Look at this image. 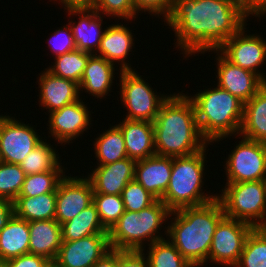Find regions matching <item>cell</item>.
Here are the masks:
<instances>
[{
  "label": "cell",
  "mask_w": 266,
  "mask_h": 267,
  "mask_svg": "<svg viewBox=\"0 0 266 267\" xmlns=\"http://www.w3.org/2000/svg\"><path fill=\"white\" fill-rule=\"evenodd\" d=\"M110 249L108 234H93L78 240L63 241L53 265L93 267Z\"/></svg>",
  "instance_id": "cell-16"
},
{
  "label": "cell",
  "mask_w": 266,
  "mask_h": 267,
  "mask_svg": "<svg viewBox=\"0 0 266 267\" xmlns=\"http://www.w3.org/2000/svg\"><path fill=\"white\" fill-rule=\"evenodd\" d=\"M246 10L253 18L261 20L266 0H232ZM258 17V18H257Z\"/></svg>",
  "instance_id": "cell-43"
},
{
  "label": "cell",
  "mask_w": 266,
  "mask_h": 267,
  "mask_svg": "<svg viewBox=\"0 0 266 267\" xmlns=\"http://www.w3.org/2000/svg\"><path fill=\"white\" fill-rule=\"evenodd\" d=\"M14 214L13 202L0 197V230L7 224Z\"/></svg>",
  "instance_id": "cell-45"
},
{
  "label": "cell",
  "mask_w": 266,
  "mask_h": 267,
  "mask_svg": "<svg viewBox=\"0 0 266 267\" xmlns=\"http://www.w3.org/2000/svg\"><path fill=\"white\" fill-rule=\"evenodd\" d=\"M104 130L101 134H97L98 136L93 138L95 141L92 142L97 166L127 158L124 137L120 128L112 123L107 130Z\"/></svg>",
  "instance_id": "cell-28"
},
{
  "label": "cell",
  "mask_w": 266,
  "mask_h": 267,
  "mask_svg": "<svg viewBox=\"0 0 266 267\" xmlns=\"http://www.w3.org/2000/svg\"><path fill=\"white\" fill-rule=\"evenodd\" d=\"M29 253L55 261L62 240L61 225L55 220L29 222Z\"/></svg>",
  "instance_id": "cell-24"
},
{
  "label": "cell",
  "mask_w": 266,
  "mask_h": 267,
  "mask_svg": "<svg viewBox=\"0 0 266 267\" xmlns=\"http://www.w3.org/2000/svg\"><path fill=\"white\" fill-rule=\"evenodd\" d=\"M254 227L244 221L224 217L216 227L207 262L234 267L243 251L245 240Z\"/></svg>",
  "instance_id": "cell-11"
},
{
  "label": "cell",
  "mask_w": 266,
  "mask_h": 267,
  "mask_svg": "<svg viewBox=\"0 0 266 267\" xmlns=\"http://www.w3.org/2000/svg\"><path fill=\"white\" fill-rule=\"evenodd\" d=\"M213 52L215 57L217 83L221 89L228 91L244 104L249 101L266 82L254 72L241 68L228 61L218 50H209L204 53Z\"/></svg>",
  "instance_id": "cell-14"
},
{
  "label": "cell",
  "mask_w": 266,
  "mask_h": 267,
  "mask_svg": "<svg viewBox=\"0 0 266 267\" xmlns=\"http://www.w3.org/2000/svg\"><path fill=\"white\" fill-rule=\"evenodd\" d=\"M241 139L223 164L226 183L266 180V143Z\"/></svg>",
  "instance_id": "cell-9"
},
{
  "label": "cell",
  "mask_w": 266,
  "mask_h": 267,
  "mask_svg": "<svg viewBox=\"0 0 266 267\" xmlns=\"http://www.w3.org/2000/svg\"><path fill=\"white\" fill-rule=\"evenodd\" d=\"M195 107L202 136L210 143H221L239 134L244 103L215 84L188 96Z\"/></svg>",
  "instance_id": "cell-4"
},
{
  "label": "cell",
  "mask_w": 266,
  "mask_h": 267,
  "mask_svg": "<svg viewBox=\"0 0 266 267\" xmlns=\"http://www.w3.org/2000/svg\"><path fill=\"white\" fill-rule=\"evenodd\" d=\"M82 98L47 114L48 127L46 128H48V137L52 136L50 140L54 139L55 143L66 147V144L70 145L74 140H78L79 136L82 139L83 133L90 130V127L93 126L91 123L93 121L92 110L90 111L88 103L83 102Z\"/></svg>",
  "instance_id": "cell-13"
},
{
  "label": "cell",
  "mask_w": 266,
  "mask_h": 267,
  "mask_svg": "<svg viewBox=\"0 0 266 267\" xmlns=\"http://www.w3.org/2000/svg\"><path fill=\"white\" fill-rule=\"evenodd\" d=\"M222 188L217 198L226 217L266 227V180L225 183Z\"/></svg>",
  "instance_id": "cell-7"
},
{
  "label": "cell",
  "mask_w": 266,
  "mask_h": 267,
  "mask_svg": "<svg viewBox=\"0 0 266 267\" xmlns=\"http://www.w3.org/2000/svg\"><path fill=\"white\" fill-rule=\"evenodd\" d=\"M29 222L15 214L0 230V258L10 260L29 253Z\"/></svg>",
  "instance_id": "cell-26"
},
{
  "label": "cell",
  "mask_w": 266,
  "mask_h": 267,
  "mask_svg": "<svg viewBox=\"0 0 266 267\" xmlns=\"http://www.w3.org/2000/svg\"><path fill=\"white\" fill-rule=\"evenodd\" d=\"M14 214L28 222L53 220L56 214V192L34 197L18 196L13 201Z\"/></svg>",
  "instance_id": "cell-27"
},
{
  "label": "cell",
  "mask_w": 266,
  "mask_h": 267,
  "mask_svg": "<svg viewBox=\"0 0 266 267\" xmlns=\"http://www.w3.org/2000/svg\"><path fill=\"white\" fill-rule=\"evenodd\" d=\"M238 135L266 143V84L244 104Z\"/></svg>",
  "instance_id": "cell-25"
},
{
  "label": "cell",
  "mask_w": 266,
  "mask_h": 267,
  "mask_svg": "<svg viewBox=\"0 0 266 267\" xmlns=\"http://www.w3.org/2000/svg\"><path fill=\"white\" fill-rule=\"evenodd\" d=\"M171 170L172 157L154 155L136 161L134 179L161 200L168 187Z\"/></svg>",
  "instance_id": "cell-22"
},
{
  "label": "cell",
  "mask_w": 266,
  "mask_h": 267,
  "mask_svg": "<svg viewBox=\"0 0 266 267\" xmlns=\"http://www.w3.org/2000/svg\"><path fill=\"white\" fill-rule=\"evenodd\" d=\"M93 204L96 206L101 224L107 231L125 212L121 195L93 193Z\"/></svg>",
  "instance_id": "cell-35"
},
{
  "label": "cell",
  "mask_w": 266,
  "mask_h": 267,
  "mask_svg": "<svg viewBox=\"0 0 266 267\" xmlns=\"http://www.w3.org/2000/svg\"><path fill=\"white\" fill-rule=\"evenodd\" d=\"M93 267H118V250L111 248Z\"/></svg>",
  "instance_id": "cell-46"
},
{
  "label": "cell",
  "mask_w": 266,
  "mask_h": 267,
  "mask_svg": "<svg viewBox=\"0 0 266 267\" xmlns=\"http://www.w3.org/2000/svg\"><path fill=\"white\" fill-rule=\"evenodd\" d=\"M67 170H51L43 173L27 175L19 196L34 197L45 193L56 192L60 180Z\"/></svg>",
  "instance_id": "cell-34"
},
{
  "label": "cell",
  "mask_w": 266,
  "mask_h": 267,
  "mask_svg": "<svg viewBox=\"0 0 266 267\" xmlns=\"http://www.w3.org/2000/svg\"><path fill=\"white\" fill-rule=\"evenodd\" d=\"M38 103L41 109H46L45 114L61 109L73 103L80 96L79 84L68 79L57 77L46 68L38 74ZM41 105V106H40Z\"/></svg>",
  "instance_id": "cell-18"
},
{
  "label": "cell",
  "mask_w": 266,
  "mask_h": 267,
  "mask_svg": "<svg viewBox=\"0 0 266 267\" xmlns=\"http://www.w3.org/2000/svg\"><path fill=\"white\" fill-rule=\"evenodd\" d=\"M126 211L139 212L153 205L158 199L135 179L131 180L121 193Z\"/></svg>",
  "instance_id": "cell-38"
},
{
  "label": "cell",
  "mask_w": 266,
  "mask_h": 267,
  "mask_svg": "<svg viewBox=\"0 0 266 267\" xmlns=\"http://www.w3.org/2000/svg\"><path fill=\"white\" fill-rule=\"evenodd\" d=\"M26 174L20 165L0 162V197L14 201L21 191Z\"/></svg>",
  "instance_id": "cell-36"
},
{
  "label": "cell",
  "mask_w": 266,
  "mask_h": 267,
  "mask_svg": "<svg viewBox=\"0 0 266 267\" xmlns=\"http://www.w3.org/2000/svg\"><path fill=\"white\" fill-rule=\"evenodd\" d=\"M250 17L232 0H173L171 11L162 22L174 32V47L181 51L183 59L190 60L193 55L217 50Z\"/></svg>",
  "instance_id": "cell-1"
},
{
  "label": "cell",
  "mask_w": 266,
  "mask_h": 267,
  "mask_svg": "<svg viewBox=\"0 0 266 267\" xmlns=\"http://www.w3.org/2000/svg\"><path fill=\"white\" fill-rule=\"evenodd\" d=\"M118 123L128 158L139 161L156 155L153 122L123 118Z\"/></svg>",
  "instance_id": "cell-23"
},
{
  "label": "cell",
  "mask_w": 266,
  "mask_h": 267,
  "mask_svg": "<svg viewBox=\"0 0 266 267\" xmlns=\"http://www.w3.org/2000/svg\"><path fill=\"white\" fill-rule=\"evenodd\" d=\"M234 267H266V227L251 230Z\"/></svg>",
  "instance_id": "cell-33"
},
{
  "label": "cell",
  "mask_w": 266,
  "mask_h": 267,
  "mask_svg": "<svg viewBox=\"0 0 266 267\" xmlns=\"http://www.w3.org/2000/svg\"><path fill=\"white\" fill-rule=\"evenodd\" d=\"M146 249L141 251L149 267H194L167 238L150 244Z\"/></svg>",
  "instance_id": "cell-32"
},
{
  "label": "cell",
  "mask_w": 266,
  "mask_h": 267,
  "mask_svg": "<svg viewBox=\"0 0 266 267\" xmlns=\"http://www.w3.org/2000/svg\"><path fill=\"white\" fill-rule=\"evenodd\" d=\"M133 3L138 14L144 12L145 15L147 12L151 17H158L159 21L161 16L164 20L169 15L173 0H133Z\"/></svg>",
  "instance_id": "cell-40"
},
{
  "label": "cell",
  "mask_w": 266,
  "mask_h": 267,
  "mask_svg": "<svg viewBox=\"0 0 266 267\" xmlns=\"http://www.w3.org/2000/svg\"><path fill=\"white\" fill-rule=\"evenodd\" d=\"M7 114L0 115V160L20 165L46 135L42 137L32 122L25 123L21 119L18 120L15 114L14 116Z\"/></svg>",
  "instance_id": "cell-10"
},
{
  "label": "cell",
  "mask_w": 266,
  "mask_h": 267,
  "mask_svg": "<svg viewBox=\"0 0 266 267\" xmlns=\"http://www.w3.org/2000/svg\"><path fill=\"white\" fill-rule=\"evenodd\" d=\"M67 21L72 29L76 48L91 54H95L99 48L105 28L102 29L104 15L99 14L95 9L69 10ZM73 19H72V16ZM78 20H74L75 17ZM74 20V21H73Z\"/></svg>",
  "instance_id": "cell-20"
},
{
  "label": "cell",
  "mask_w": 266,
  "mask_h": 267,
  "mask_svg": "<svg viewBox=\"0 0 266 267\" xmlns=\"http://www.w3.org/2000/svg\"><path fill=\"white\" fill-rule=\"evenodd\" d=\"M181 92V93H180ZM171 93L161 104L153 122L156 155L180 157L194 154L210 144L201 134L189 93Z\"/></svg>",
  "instance_id": "cell-2"
},
{
  "label": "cell",
  "mask_w": 266,
  "mask_h": 267,
  "mask_svg": "<svg viewBox=\"0 0 266 267\" xmlns=\"http://www.w3.org/2000/svg\"><path fill=\"white\" fill-rule=\"evenodd\" d=\"M0 267H7V260L0 258Z\"/></svg>",
  "instance_id": "cell-47"
},
{
  "label": "cell",
  "mask_w": 266,
  "mask_h": 267,
  "mask_svg": "<svg viewBox=\"0 0 266 267\" xmlns=\"http://www.w3.org/2000/svg\"><path fill=\"white\" fill-rule=\"evenodd\" d=\"M119 70L118 66L110 63L105 58L92 54L88 59L79 84L80 95L84 92L93 96L97 101L101 99L100 102L102 99L111 96L110 93L113 92L111 88L114 86L113 80L116 79L115 74L118 75L122 72Z\"/></svg>",
  "instance_id": "cell-21"
},
{
  "label": "cell",
  "mask_w": 266,
  "mask_h": 267,
  "mask_svg": "<svg viewBox=\"0 0 266 267\" xmlns=\"http://www.w3.org/2000/svg\"><path fill=\"white\" fill-rule=\"evenodd\" d=\"M79 176L66 174L56 188L55 220L60 225L93 203L94 192L90 180L84 174Z\"/></svg>",
  "instance_id": "cell-15"
},
{
  "label": "cell",
  "mask_w": 266,
  "mask_h": 267,
  "mask_svg": "<svg viewBox=\"0 0 266 267\" xmlns=\"http://www.w3.org/2000/svg\"><path fill=\"white\" fill-rule=\"evenodd\" d=\"M115 23L106 25L102 39L100 41L99 48L95 55L105 58L110 63L118 66L120 71L136 70L132 68L129 62L130 55L135 52V41L133 30H130V26L124 23ZM128 59V60H126ZM118 64V65H117Z\"/></svg>",
  "instance_id": "cell-17"
},
{
  "label": "cell",
  "mask_w": 266,
  "mask_h": 267,
  "mask_svg": "<svg viewBox=\"0 0 266 267\" xmlns=\"http://www.w3.org/2000/svg\"><path fill=\"white\" fill-rule=\"evenodd\" d=\"M94 9L99 13L111 20L110 17L115 20L120 19L124 22L130 23L133 20H137L139 14L136 12L133 0H95ZM117 17V18H116ZM126 20V21H125Z\"/></svg>",
  "instance_id": "cell-37"
},
{
  "label": "cell",
  "mask_w": 266,
  "mask_h": 267,
  "mask_svg": "<svg viewBox=\"0 0 266 267\" xmlns=\"http://www.w3.org/2000/svg\"><path fill=\"white\" fill-rule=\"evenodd\" d=\"M266 17V5H265V9H264V12H263V14H262V17Z\"/></svg>",
  "instance_id": "cell-48"
},
{
  "label": "cell",
  "mask_w": 266,
  "mask_h": 267,
  "mask_svg": "<svg viewBox=\"0 0 266 267\" xmlns=\"http://www.w3.org/2000/svg\"><path fill=\"white\" fill-rule=\"evenodd\" d=\"M135 164V160L127 157L107 165H95L86 177L94 193L121 195L126 185L134 180Z\"/></svg>",
  "instance_id": "cell-19"
},
{
  "label": "cell",
  "mask_w": 266,
  "mask_h": 267,
  "mask_svg": "<svg viewBox=\"0 0 266 267\" xmlns=\"http://www.w3.org/2000/svg\"><path fill=\"white\" fill-rule=\"evenodd\" d=\"M53 3L60 4L63 10H82V9H94L95 0H52Z\"/></svg>",
  "instance_id": "cell-44"
},
{
  "label": "cell",
  "mask_w": 266,
  "mask_h": 267,
  "mask_svg": "<svg viewBox=\"0 0 266 267\" xmlns=\"http://www.w3.org/2000/svg\"><path fill=\"white\" fill-rule=\"evenodd\" d=\"M62 240L73 241L93 234H108L99 220L96 206L92 203L73 219L61 224Z\"/></svg>",
  "instance_id": "cell-30"
},
{
  "label": "cell",
  "mask_w": 266,
  "mask_h": 267,
  "mask_svg": "<svg viewBox=\"0 0 266 267\" xmlns=\"http://www.w3.org/2000/svg\"><path fill=\"white\" fill-rule=\"evenodd\" d=\"M53 32V35L50 34V38L46 39L49 43L47 48L50 49V53L52 52L50 55L56 57L77 49L69 23L63 27H57Z\"/></svg>",
  "instance_id": "cell-39"
},
{
  "label": "cell",
  "mask_w": 266,
  "mask_h": 267,
  "mask_svg": "<svg viewBox=\"0 0 266 267\" xmlns=\"http://www.w3.org/2000/svg\"><path fill=\"white\" fill-rule=\"evenodd\" d=\"M207 148L208 145L194 154L172 157L170 181L161 199L171 211L200 206L217 198V192L210 193L203 187L207 179Z\"/></svg>",
  "instance_id": "cell-6"
},
{
  "label": "cell",
  "mask_w": 266,
  "mask_h": 267,
  "mask_svg": "<svg viewBox=\"0 0 266 267\" xmlns=\"http://www.w3.org/2000/svg\"><path fill=\"white\" fill-rule=\"evenodd\" d=\"M53 146H56L55 148ZM58 143L51 145L49 140H44L36 146L21 162L20 167L27 175L43 173L51 170H68L62 161L59 152H56ZM60 155V156H59ZM63 164V166H62Z\"/></svg>",
  "instance_id": "cell-29"
},
{
  "label": "cell",
  "mask_w": 266,
  "mask_h": 267,
  "mask_svg": "<svg viewBox=\"0 0 266 267\" xmlns=\"http://www.w3.org/2000/svg\"><path fill=\"white\" fill-rule=\"evenodd\" d=\"M119 76V77H118ZM119 78L118 92L120 102L126 109L125 119L154 122L161 104L170 96L155 91L152 85L136 70L122 71ZM151 85V86H150Z\"/></svg>",
  "instance_id": "cell-8"
},
{
  "label": "cell",
  "mask_w": 266,
  "mask_h": 267,
  "mask_svg": "<svg viewBox=\"0 0 266 267\" xmlns=\"http://www.w3.org/2000/svg\"><path fill=\"white\" fill-rule=\"evenodd\" d=\"M224 217L218 198L200 206L171 211L166 238L194 267H203L209 257L216 227Z\"/></svg>",
  "instance_id": "cell-3"
},
{
  "label": "cell",
  "mask_w": 266,
  "mask_h": 267,
  "mask_svg": "<svg viewBox=\"0 0 266 267\" xmlns=\"http://www.w3.org/2000/svg\"><path fill=\"white\" fill-rule=\"evenodd\" d=\"M118 267H149L142 251L118 250Z\"/></svg>",
  "instance_id": "cell-42"
},
{
  "label": "cell",
  "mask_w": 266,
  "mask_h": 267,
  "mask_svg": "<svg viewBox=\"0 0 266 267\" xmlns=\"http://www.w3.org/2000/svg\"><path fill=\"white\" fill-rule=\"evenodd\" d=\"M52 264L46 257L30 253L7 260V267H50Z\"/></svg>",
  "instance_id": "cell-41"
},
{
  "label": "cell",
  "mask_w": 266,
  "mask_h": 267,
  "mask_svg": "<svg viewBox=\"0 0 266 267\" xmlns=\"http://www.w3.org/2000/svg\"><path fill=\"white\" fill-rule=\"evenodd\" d=\"M170 213L171 210L162 200H157L139 212L125 210L108 231L110 247L117 250L141 251L156 241L166 239V222ZM162 229L163 234L160 232Z\"/></svg>",
  "instance_id": "cell-5"
},
{
  "label": "cell",
  "mask_w": 266,
  "mask_h": 267,
  "mask_svg": "<svg viewBox=\"0 0 266 267\" xmlns=\"http://www.w3.org/2000/svg\"><path fill=\"white\" fill-rule=\"evenodd\" d=\"M247 25L249 24H245L217 50L231 63L254 72L266 82V73L262 68L266 65V40L261 34H250Z\"/></svg>",
  "instance_id": "cell-12"
},
{
  "label": "cell",
  "mask_w": 266,
  "mask_h": 267,
  "mask_svg": "<svg viewBox=\"0 0 266 267\" xmlns=\"http://www.w3.org/2000/svg\"><path fill=\"white\" fill-rule=\"evenodd\" d=\"M91 55V53L75 49L53 57V65L47 66L46 69L57 77L72 80L80 84L88 59Z\"/></svg>",
  "instance_id": "cell-31"
}]
</instances>
